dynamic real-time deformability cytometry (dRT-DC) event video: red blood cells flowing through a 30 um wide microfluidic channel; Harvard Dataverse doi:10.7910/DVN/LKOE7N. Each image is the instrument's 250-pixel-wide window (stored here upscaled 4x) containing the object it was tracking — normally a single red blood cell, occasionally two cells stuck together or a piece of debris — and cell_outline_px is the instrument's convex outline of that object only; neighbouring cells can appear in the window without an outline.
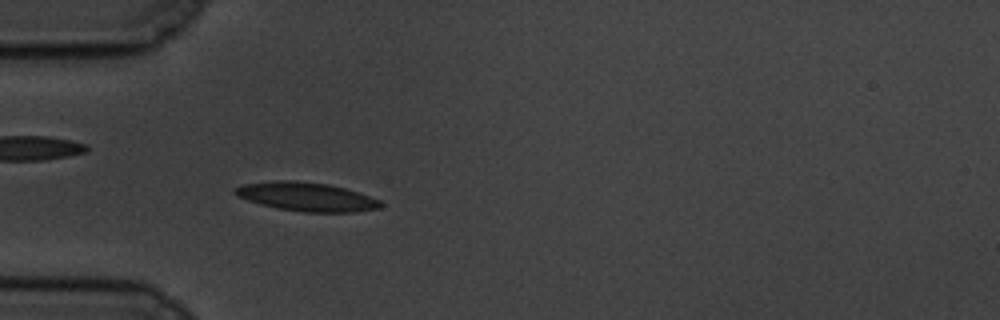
{"species": "common noctule bat (a hibernating species)", "species_latin": "Nyctalus noctula", "temperature_condition": "cold", "stored_images_in_passage": 58, "camera_frame_rate_fps": 3000, "um_per_image_px": 0.085, "animal": {"sex": "male", "body_mass_g": 19.5, "forearm_length_mm": 54.6}, "frame": {"image": 1, "passage_image": 17, "time_ms": 5.333, "image_size_px": [1000, 320], "cell_outline_px": [[384, 204], [380, 208], [352, 212], [304, 212], [276, 208], [260, 204], [248, 200], [232, 192], [232, 188], [244, 184], [272, 180], [296, 180], [328, 184], [344, 188], [380, 200]], "centroid_in_image_um": [26.02, 16.71], "position_along_channel_um": 59.0, "area_um2": 24.39}}
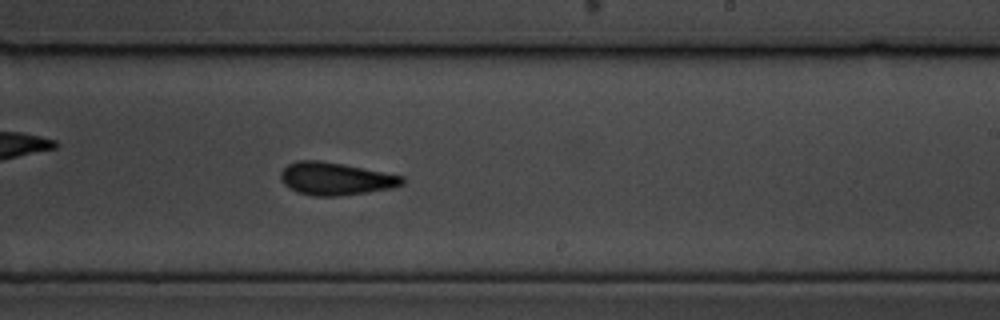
{"frame": {"image": 2, "passage_image": 35, "time_ms": 11.333, "image_size_px": [1000, 320], "cell_outline_px": [[404, 184], [392, 188], [368, 192], [340, 196], [312, 196], [296, 192], [284, 184], [280, 180], [280, 172], [288, 164], [296, 160], [320, 160], [344, 164], [404, 176]], "centroid_in_image_um": [28.5, 15.19], "position_along_channel_um": 260.5, "area_um2": 23.35}}
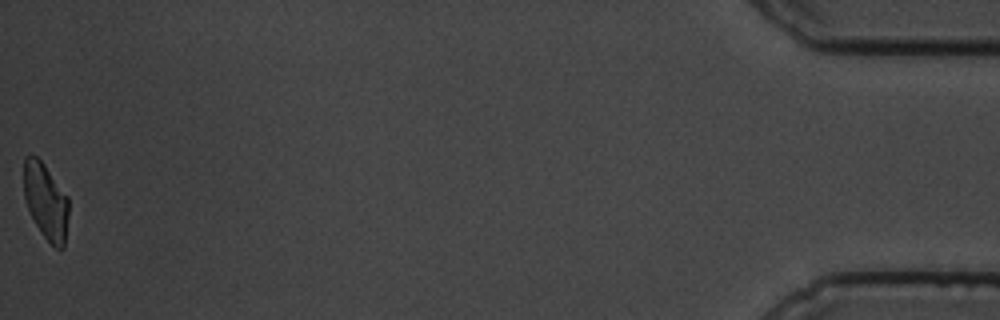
{"frame": {"image": 3, "passage_image": 58, "time_ms": 19.0, "image_size_px": [1000, 320], "cell_outline_px": [[68, 216], [64, 248], [56, 248], [40, 232], [28, 208], [24, 196], [24, 156], [36, 156], [44, 164], [68, 196]], "centroid_in_image_um": [3.9, 17.1], "position_along_channel_um": 431.3, "area_um2": 19.71}, "authors_computed_cell_mechanics": {"area_um2": 22.3108, "velocity_mm_per_s": 3.4376, "shape_relaxation_time_tau1_ms": 3.1791, "shape_relaxation_time_tau2_ms": 3.5568, "deformation_change_tau1": 0.1458, "deformation_change_tau2": 0.106}}